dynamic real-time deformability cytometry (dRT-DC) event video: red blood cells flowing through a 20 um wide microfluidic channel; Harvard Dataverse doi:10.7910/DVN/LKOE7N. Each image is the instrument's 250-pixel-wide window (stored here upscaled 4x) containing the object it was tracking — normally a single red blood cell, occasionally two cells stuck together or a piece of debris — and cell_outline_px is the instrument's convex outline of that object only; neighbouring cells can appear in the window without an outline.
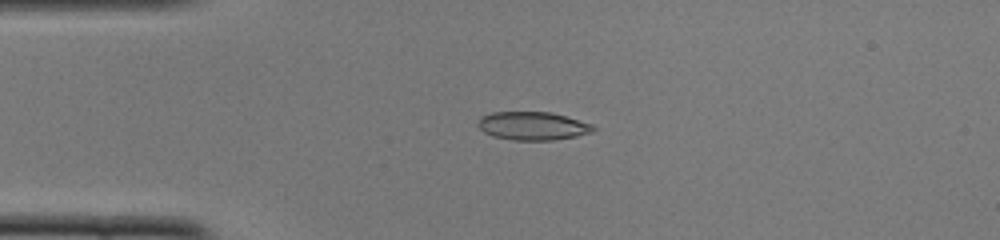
{"species": "common noctule bat (a hibernating species)", "species_latin": "Nyctalus noctula", "temperature_condition": "cold", "stored_images_in_passage": 14, "camera_frame_rate_fps": 3000, "um_per_image_px": 0.085, "animal": {"sex": "female", "body_mass_g": 22.0, "forearm_length_mm": 56.7}, "frame": {"image": 1, "passage_image": 3, "time_ms": 0.667, "image_size_px": [1000, 240], "cell_outline_px": [[596, 128], [592, 132], [576, 136], [552, 140], [512, 140], [492, 136], [484, 132], [476, 124], [480, 116], [492, 112], [552, 112], [592, 124]], "centroid_in_image_um": [45.25, 10.7], "position_along_channel_um": 39.8, "area_um2": 19.07}}
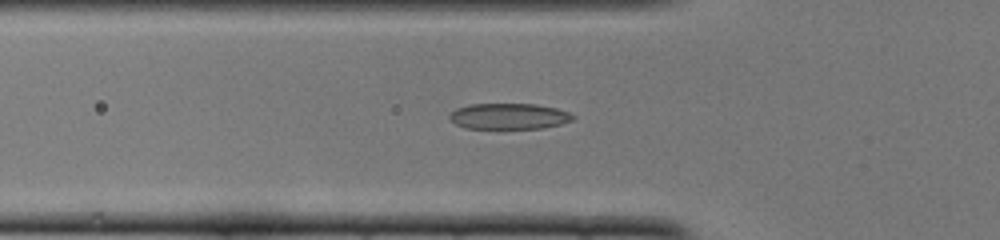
{"frame": {"image": 2, "passage_image": 8, "time_ms": 2.333, "image_size_px": [1000, 240], "cell_outline_px": [[576, 116], [572, 120], [560, 124], [544, 128], [464, 128], [456, 124], [448, 116], [456, 108], [468, 104], [536, 104], [556, 108], [568, 112]], "centroid_in_image_um": [43.26, 9.87], "position_along_channel_um": 82.5, "area_um2": 18.55}}
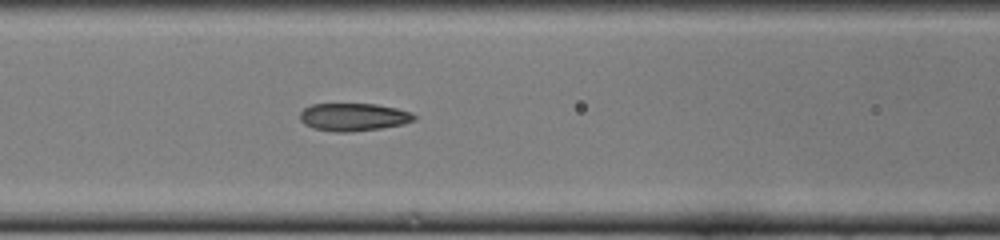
{"frame": {"image": 3, "passage_image": 12, "time_ms": 3.667, "image_size_px": [1000, 240], "cell_outline_px": [[416, 120], [404, 124], [380, 128], [352, 132], [336, 132], [312, 128], [304, 124], [300, 120], [300, 112], [304, 108], [312, 104], [376, 104], [396, 108], [412, 112], [416, 116]], "centroid_in_image_um": [30.05, 9.95], "position_along_channel_um": 136.5, "area_um2": 18.61}}